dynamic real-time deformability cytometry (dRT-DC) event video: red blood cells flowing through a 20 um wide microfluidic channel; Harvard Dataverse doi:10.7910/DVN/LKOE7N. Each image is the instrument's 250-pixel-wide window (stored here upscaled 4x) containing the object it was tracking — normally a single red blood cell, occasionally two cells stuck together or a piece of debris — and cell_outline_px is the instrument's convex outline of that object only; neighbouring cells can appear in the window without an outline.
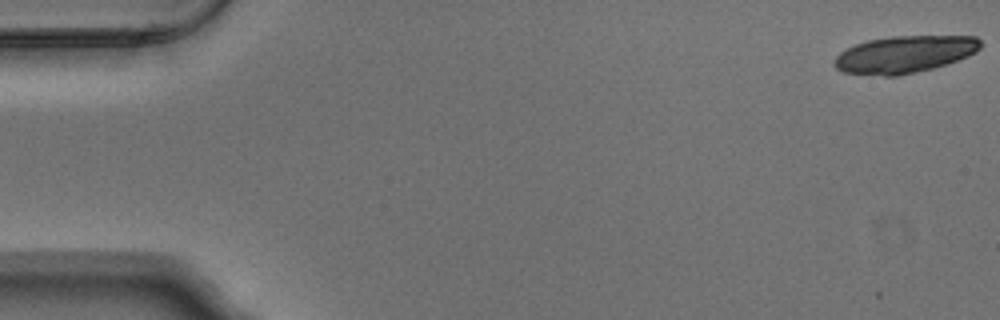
{"species": "Egyptian fruit bat (a non-hibernating species)", "species_latin": "Rousettus aegyptiacus", "temperature_condition": "warm", "stored_images_in_passage": 3, "camera_frame_rate_fps": 3000, "um_per_image_px": 0.085, "animal": {"sex": "male"}, "frame": {"image": 1, "passage_image": 1, "time_ms": 0.0, "image_size_px": [1000, 320], "cell_outline_px": [[980, 48], [976, 52], [968, 56], [932, 68], [916, 72], [896, 76], [884, 76], [844, 72], [836, 68], [836, 56], [840, 52], [856, 44], [868, 40], [892, 36], [976, 36], [980, 40]], "centroid_in_image_um": [76.9, 4.61], "position_along_channel_um": 8.1, "area_um2": 31.21}}